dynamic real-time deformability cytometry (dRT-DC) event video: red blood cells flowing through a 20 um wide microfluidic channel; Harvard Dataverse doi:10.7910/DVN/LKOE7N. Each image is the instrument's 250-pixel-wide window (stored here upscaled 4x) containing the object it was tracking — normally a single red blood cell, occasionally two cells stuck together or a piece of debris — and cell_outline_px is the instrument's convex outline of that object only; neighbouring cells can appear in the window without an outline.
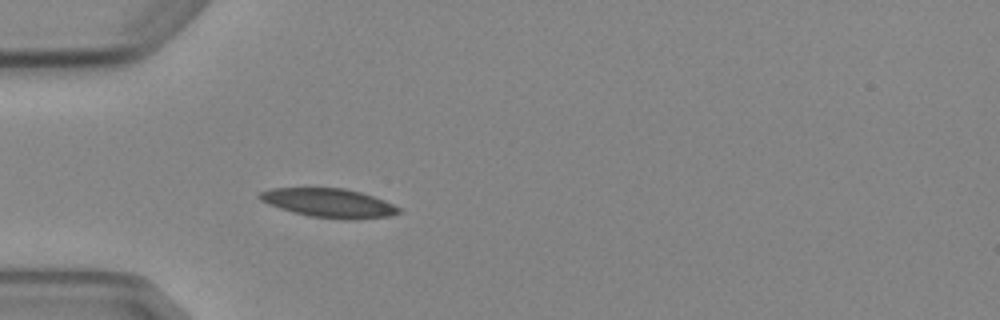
{"species": "Egyptian fruit bat (a non-hibernating species)", "species_latin": "Rousettus aegyptiacus", "temperature_condition": "cold", "stored_images_in_passage": 4, "camera_frame_rate_fps": 3000, "um_per_image_px": 0.085, "animal": {"sex": "female"}, "frame": {"image": 1, "passage_image": 4, "time_ms": 4.667, "image_size_px": [1000, 320], "cell_outline_px": [[400, 212], [388, 216], [356, 220], [348, 220], [308, 216], [280, 208], [268, 204], [260, 200], [256, 196], [260, 192], [272, 188], [344, 188], [360, 192], [384, 200], [400, 208]], "centroid_in_image_um": [27.94, 17.26], "position_along_channel_um": 57.1, "area_um2": 23.41}}